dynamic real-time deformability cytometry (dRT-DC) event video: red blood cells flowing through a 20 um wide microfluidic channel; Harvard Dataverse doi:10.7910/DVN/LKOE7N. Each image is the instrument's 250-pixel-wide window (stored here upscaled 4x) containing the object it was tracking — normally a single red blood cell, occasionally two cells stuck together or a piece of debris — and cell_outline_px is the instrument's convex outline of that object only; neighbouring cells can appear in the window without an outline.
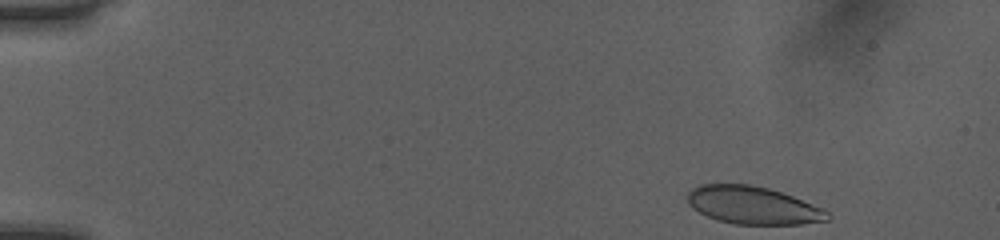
{"species": "human", "species_latin": "Homo sapiens", "temperature_condition": "room temperature", "stored_images_in_passage": 46, "camera_frame_rate_fps": 3000, "um_per_image_px": 0.085, "donor": {"sex": "female"}, "frame": {"image": 1, "passage_image": 1, "time_ms": 0.0, "image_size_px": [1000, 240], "cell_outline_px": [[832, 216], [828, 220], [800, 224], [736, 224], [716, 220], [692, 208], [688, 204], [688, 192], [692, 188], [700, 184], [748, 184], [768, 188], [792, 196], [824, 208]], "centroid_in_image_um": [64.0, 17.45], "position_along_channel_um": 21.0, "area_um2": 30.75}}
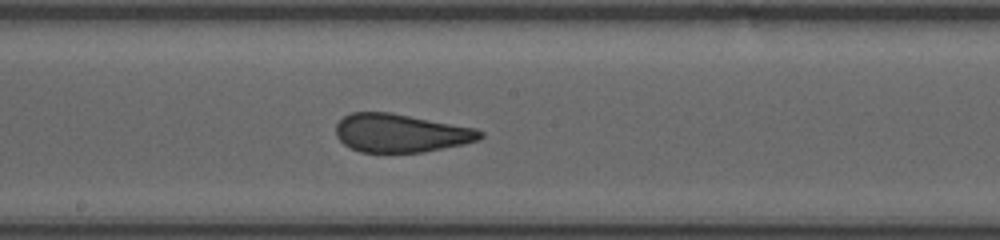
{"frame": {"image": 2, "passage_image": 24, "time_ms": 7.667, "image_size_px": [1000, 240], "cell_outline_px": [[484, 136], [480, 140], [464, 144], [420, 152], [360, 152], [344, 144], [336, 136], [336, 124], [344, 116], [352, 112], [392, 112], [476, 128], [484, 132]], "centroid_in_image_um": [34.08, 11.3], "position_along_channel_um": 214.1, "area_um2": 32.31}}
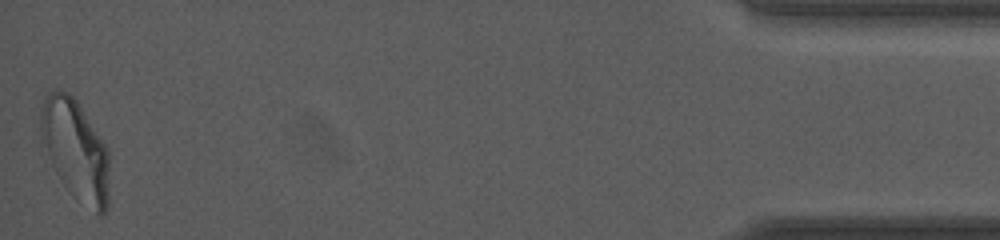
{"frame": {"image": 3, "passage_image": 46, "time_ms": 15.0, "image_size_px": [1000, 240], "cell_outline_px": [[108, 208], [100, 216], [64, 184], [60, 180], [52, 164], [48, 152], [40, 124], [40, 112], [44, 100], [48, 92], [56, 88], [60, 88], [68, 92], [76, 100], [108, 148]], "centroid_in_image_um": [6.44, 12.67], "position_along_channel_um": 428.8, "area_um2": 39.02}, "authors_computed_cell_mechanics": {"area_um2": 32.8304, "velocity_mm_per_s": 4.0495, "shape_relaxation_time_tau1_ms": null, "shape_relaxation_time_tau2_ms": 0.9519, "deformation_change_tau1": null, "deformation_change_tau2": 0.071}}